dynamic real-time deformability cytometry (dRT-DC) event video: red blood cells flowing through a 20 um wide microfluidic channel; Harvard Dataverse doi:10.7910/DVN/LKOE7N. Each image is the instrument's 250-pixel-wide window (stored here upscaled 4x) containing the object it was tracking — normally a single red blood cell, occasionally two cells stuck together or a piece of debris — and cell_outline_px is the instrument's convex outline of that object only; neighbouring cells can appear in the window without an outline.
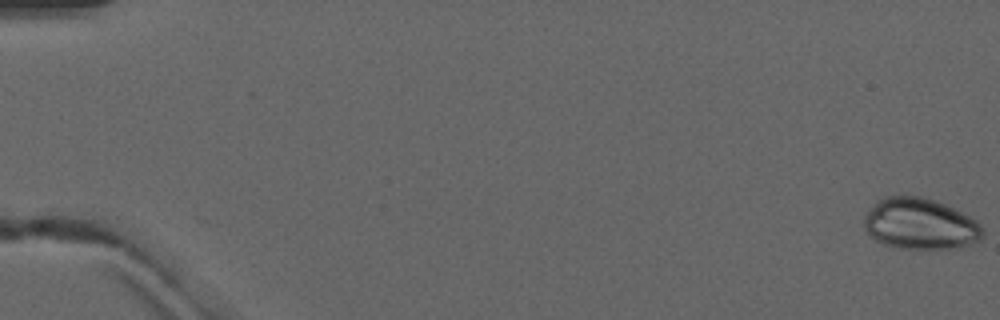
{"species": "common noctule bat (a hibernating species)", "species_latin": "Nyctalus noctula", "temperature_condition": "warm", "stored_images_in_passage": 4, "camera_frame_rate_fps": 3000, "um_per_image_px": 0.085, "animal": {"sex": "male", "forearm_length_mm": 52.5}, "frame": {"image": 1, "passage_image": 1, "time_ms": 0.0, "image_size_px": [1000, 320], "cell_outline_px": [[984, 236], [980, 240], [960, 248], [900, 248], [884, 244], [876, 240], [864, 228], [864, 216], [868, 208], [876, 200], [884, 196], [920, 196], [944, 204], [976, 220], [980, 224], [984, 232]], "centroid_in_image_um": [78.19, 19.03], "position_along_channel_um": 6.8, "area_um2": 35.32}}